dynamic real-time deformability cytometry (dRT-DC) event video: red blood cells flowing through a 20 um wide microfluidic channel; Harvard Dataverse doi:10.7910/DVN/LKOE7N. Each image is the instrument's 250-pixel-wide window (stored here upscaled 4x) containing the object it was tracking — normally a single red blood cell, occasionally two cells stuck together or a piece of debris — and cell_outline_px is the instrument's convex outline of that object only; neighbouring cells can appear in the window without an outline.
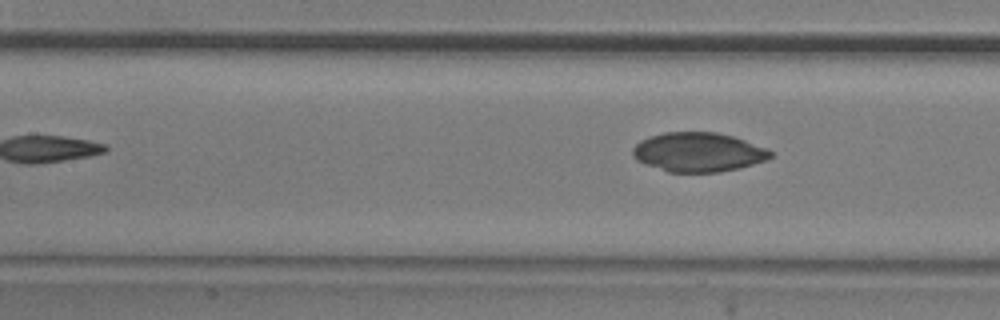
{"species": "common noctule bat (a hibernating species)", "species_latin": "Nyctalus noctula", "temperature_condition": "room temperature", "stored_images_in_passage": 9, "camera_frame_rate_fps": 3000, "um_per_image_px": 0.085, "animal": {"sex": "male", "body_mass_g": 20.5, "forearm_length_mm": 52.5}, "frame": {"image": 1, "passage_image": 9, "time_ms": 2.667, "image_size_px": [1000, 320], "cell_outline_px": [[772, 156], [764, 160], [740, 168], [720, 172], [668, 172], [644, 164], [636, 160], [632, 156], [632, 148], [640, 140], [648, 136], [664, 132], [716, 132], [732, 136], [768, 148], [772, 152]], "centroid_in_image_um": [59.31, 12.93], "position_along_channel_um": 148.1, "area_um2": 31.67}}